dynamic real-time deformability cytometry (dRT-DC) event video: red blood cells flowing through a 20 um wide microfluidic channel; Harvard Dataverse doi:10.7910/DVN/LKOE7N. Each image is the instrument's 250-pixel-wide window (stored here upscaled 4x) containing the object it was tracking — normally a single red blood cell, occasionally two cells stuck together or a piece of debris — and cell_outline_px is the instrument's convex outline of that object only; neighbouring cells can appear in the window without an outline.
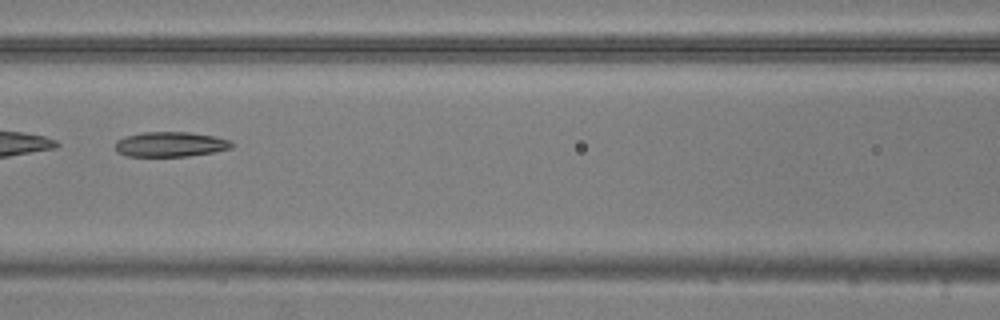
{"species": "common noctule bat (a hibernating species)", "species_latin": "Nyctalus noctula", "temperature_condition": "warm", "stored_images_in_passage": 52, "camera_frame_rate_fps": 3000, "um_per_image_px": 0.085, "animal": {"sex": "male", "body_mass_g": 20.5, "forearm_length_mm": 52.5}, "frame": {"image": 1, "passage_image": 23, "time_ms": 7.333, "image_size_px": [1000, 320], "cell_outline_px": [[236, 144], [232, 148], [212, 152], [188, 156], [124, 156], [116, 152], [116, 140], [128, 136], [144, 132], [188, 132], [216, 136], [232, 140]], "centroid_in_image_um": [14.53, 12.26], "position_along_channel_um": 152.1, "area_um2": 17.05}, "authors_computed_cell_mechanics": {"area_um2": 19.9699, "velocity_mm_per_s": 3.7251, "shape_relaxation_time_tau1_ms": 6.7337, "shape_relaxation_time_tau2_ms": 4.0585, "deformation_change_tau1": 0.1468, "deformation_change_tau2": 0.1003}}